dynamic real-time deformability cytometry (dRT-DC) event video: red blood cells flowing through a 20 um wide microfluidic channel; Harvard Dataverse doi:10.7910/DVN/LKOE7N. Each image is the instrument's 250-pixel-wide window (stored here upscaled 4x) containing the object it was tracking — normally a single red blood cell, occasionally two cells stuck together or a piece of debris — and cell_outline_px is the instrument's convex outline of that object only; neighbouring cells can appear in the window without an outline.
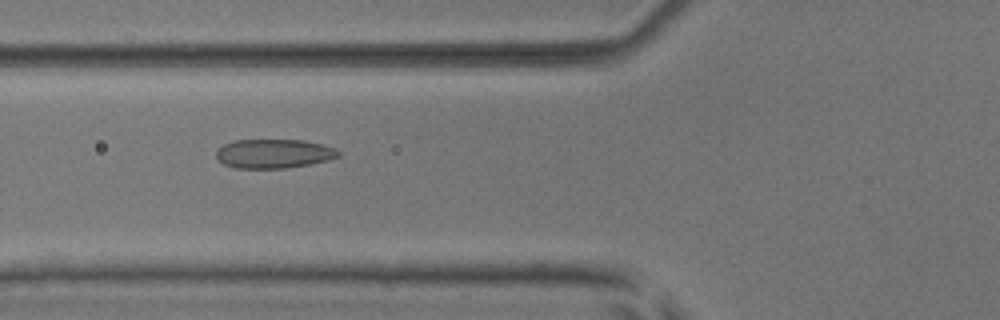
{"species": "common noctule bat (a hibernating species)", "species_latin": "Nyctalus noctula", "temperature_condition": "room temperature", "stored_images_in_passage": 37, "camera_frame_rate_fps": 3000, "um_per_image_px": 0.085, "animal": {"sex": "male", "body_mass_g": 17.9, "forearm_length_mm": 54.2}, "frame": {"image": 1, "passage_image": 4, "time_ms": 1.0, "image_size_px": [1000, 320], "cell_outline_px": [[340, 156], [328, 160], [312, 164], [284, 168], [236, 168], [224, 164], [216, 160], [216, 148], [232, 140], [304, 140], [324, 144], [336, 148], [340, 152]], "centroid_in_image_um": [23.27, 13.05], "position_along_channel_um": 102.5, "area_um2": 21.04}}
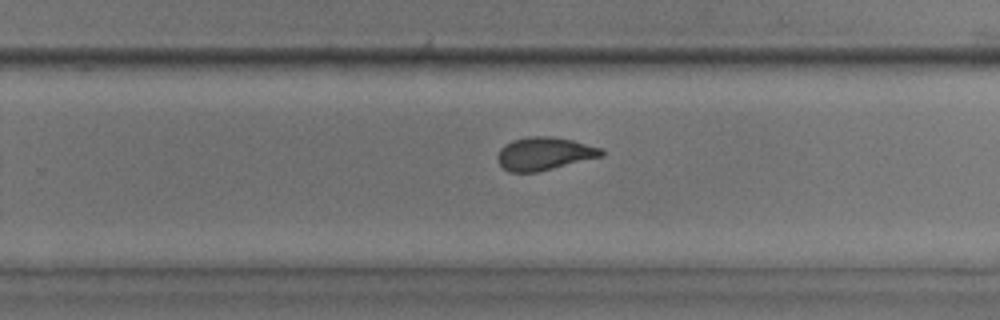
{"frame": {"image": 2, "passage_image": 18, "time_ms": 5.667, "image_size_px": [1000, 320], "cell_outline_px": [[604, 156], [536, 172], [508, 172], [496, 160], [496, 156], [500, 148], [504, 144], [512, 140], [528, 136], [552, 136], [572, 140], [604, 148]], "centroid_in_image_um": [46.26, 13.05], "position_along_channel_um": 283.5, "area_um2": 20.17}}
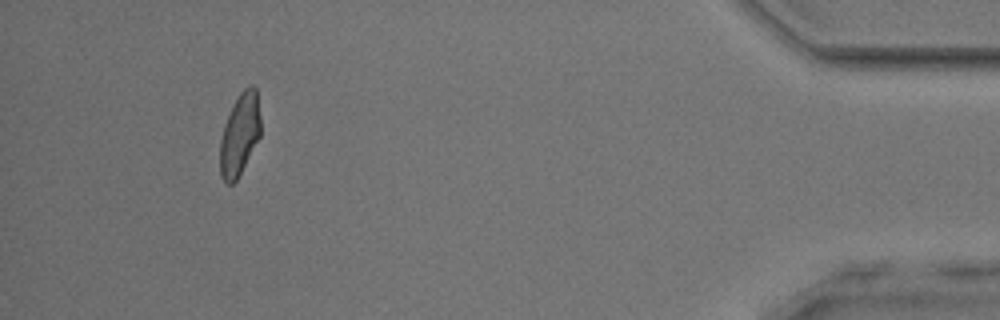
{"frame": {"image": 3, "passage_image": 33, "time_ms": 10.667, "image_size_px": [1000, 320], "cell_outline_px": [[260, 136], [236, 180], [232, 184], [224, 184], [220, 176], [220, 140], [224, 124], [240, 92], [244, 88], [252, 84], [256, 88], [260, 116]], "centroid_in_image_um": [20.36, 11.44], "position_along_channel_um": 414.8, "area_um2": 19.19}, "authors_computed_cell_mechanics": {"area_um2": 20.0566, "velocity_mm_per_s": 3.8904, "shape_relaxation_time_tau1_ms": 10.2781, "shape_relaxation_time_tau2_ms": 1.1698, "deformation_change_tau1": 0.2188, "deformation_change_tau2": 0.0826}}